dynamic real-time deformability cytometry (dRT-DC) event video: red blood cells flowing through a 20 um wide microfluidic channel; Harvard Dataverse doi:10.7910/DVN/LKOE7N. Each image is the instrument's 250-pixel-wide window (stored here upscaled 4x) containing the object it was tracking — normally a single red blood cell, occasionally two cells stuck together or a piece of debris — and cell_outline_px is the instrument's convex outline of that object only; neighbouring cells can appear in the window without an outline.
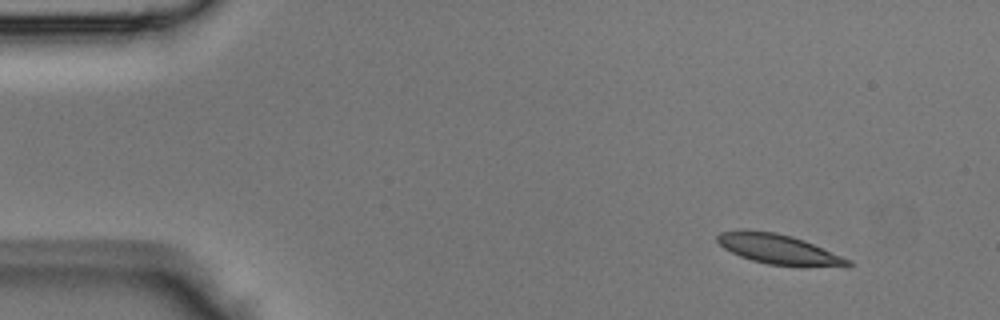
{"species": "Egyptian fruit bat (a non-hibernating species)", "species_latin": "Rousettus aegyptiacus", "temperature_condition": "room temperature", "stored_images_in_passage": 43, "camera_frame_rate_fps": 3000, "um_per_image_px": 0.085, "animal": {"sex": "male"}, "frame": {"image": 1, "passage_image": 4, "time_ms": 1.0, "image_size_px": [1000, 320], "cell_outline_px": [[852, 264], [848, 268], [800, 268], [768, 264], [752, 260], [740, 256], [724, 248], [716, 240], [716, 236], [720, 232], [736, 228], [740, 228], [776, 232], [792, 236], [804, 240], [852, 260]], "centroid_in_image_um": [66.26, 21.21], "position_along_channel_um": 18.7, "area_um2": 23.87}}
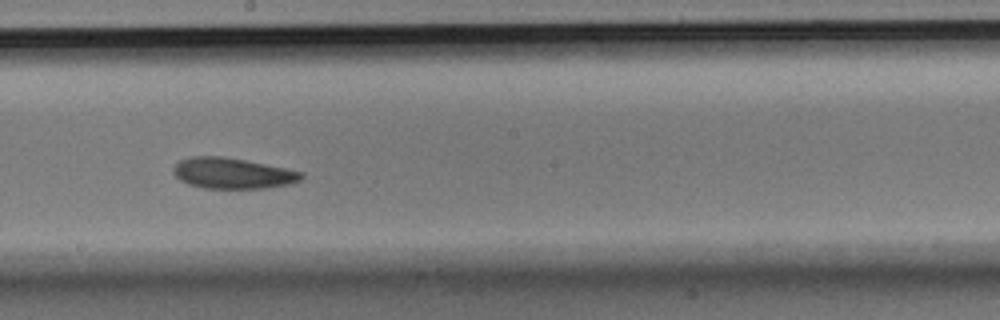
{"frame": {"image": 2, "passage_image": 24, "time_ms": 7.667, "image_size_px": [1000, 320], "cell_outline_px": [[304, 176], [300, 180], [292, 184], [264, 188], [204, 188], [188, 184], [180, 180], [172, 172], [172, 168], [180, 160], [192, 156], [220, 156], [244, 160], [304, 172]], "centroid_in_image_um": [19.76, 14.73], "position_along_channel_um": 228.4, "area_um2": 22.89}}
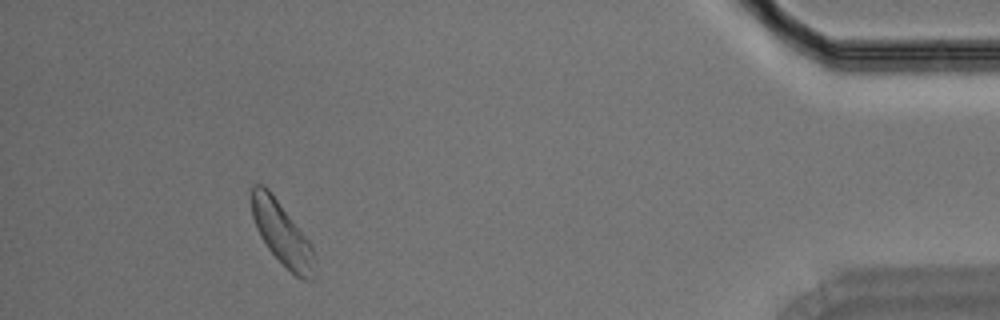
{"frame": {"image": 3, "passage_image": 40, "time_ms": 13.0, "image_size_px": [1000, 320], "cell_outline_px": [[316, 276], [312, 280], [304, 280], [296, 276], [268, 248], [260, 236], [256, 228], [252, 216], [252, 184], [264, 184], [268, 188], [312, 244]], "centroid_in_image_um": [23.98, 19.85], "position_along_channel_um": 411.2, "area_um2": 22.89}}